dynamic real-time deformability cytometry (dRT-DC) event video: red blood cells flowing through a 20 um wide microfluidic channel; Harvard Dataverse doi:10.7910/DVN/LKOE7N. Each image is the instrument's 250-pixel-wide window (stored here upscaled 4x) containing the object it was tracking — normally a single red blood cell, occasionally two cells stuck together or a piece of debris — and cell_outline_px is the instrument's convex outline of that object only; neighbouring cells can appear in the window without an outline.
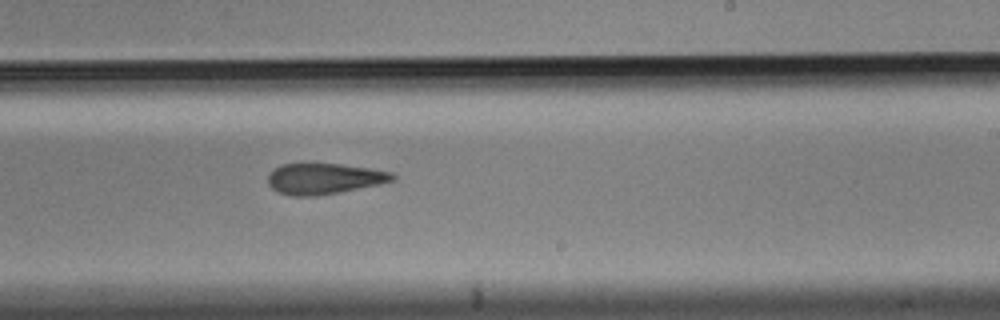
{"species": "Egyptian fruit bat (a non-hibernating species)", "species_latin": "Rousettus aegyptiacus", "temperature_condition": "cold", "stored_images_in_passage": 8, "segment_of_instrument_passage": [1, 2], "camera_frame_rate_fps": 3000, "um_per_image_px": 0.085, "animal": {"sex": "male"}, "frame": {"image": 1, "passage_image": 7, "time_ms": 2.0, "image_size_px": [1000, 320], "cell_outline_px": [[396, 180], [380, 184], [340, 192], [316, 196], [292, 196], [276, 192], [268, 184], [268, 176], [272, 168], [280, 164], [340, 164], [372, 168], [392, 172], [396, 176]], "centroid_in_image_um": [27.55, 15.19], "position_along_channel_um": 261.5, "area_um2": 22.66}}